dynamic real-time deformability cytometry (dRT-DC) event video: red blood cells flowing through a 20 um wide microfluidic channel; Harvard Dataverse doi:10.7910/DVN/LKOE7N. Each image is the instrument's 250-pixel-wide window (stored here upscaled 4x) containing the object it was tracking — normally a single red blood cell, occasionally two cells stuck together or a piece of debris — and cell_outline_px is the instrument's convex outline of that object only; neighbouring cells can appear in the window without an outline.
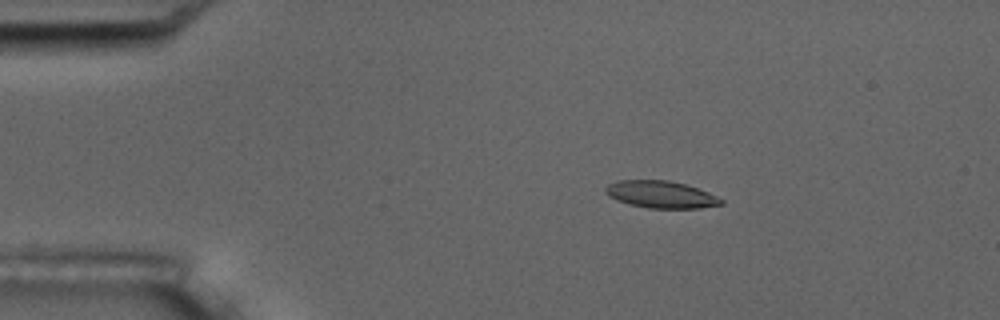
{"species": "common noctule bat (a hibernating species)", "species_latin": "Nyctalus noctula", "temperature_condition": "room temperature", "stored_images_in_passage": 4, "camera_frame_rate_fps": 3000, "um_per_image_px": 0.085, "animal": {"sex": "male", "body_mass_g": 17.5, "forearm_length_mm": 52.3}, "frame": {"image": 1, "passage_image": 3, "time_ms": 2.333, "image_size_px": [1000, 320], "cell_outline_px": [[724, 204], [700, 208], [648, 208], [628, 204], [616, 200], [608, 196], [604, 192], [604, 188], [608, 184], [620, 180], [668, 180], [684, 184], [708, 192], [724, 200]], "centroid_in_image_um": [56.15, 16.53], "position_along_channel_um": 28.8, "area_um2": 18.32}}